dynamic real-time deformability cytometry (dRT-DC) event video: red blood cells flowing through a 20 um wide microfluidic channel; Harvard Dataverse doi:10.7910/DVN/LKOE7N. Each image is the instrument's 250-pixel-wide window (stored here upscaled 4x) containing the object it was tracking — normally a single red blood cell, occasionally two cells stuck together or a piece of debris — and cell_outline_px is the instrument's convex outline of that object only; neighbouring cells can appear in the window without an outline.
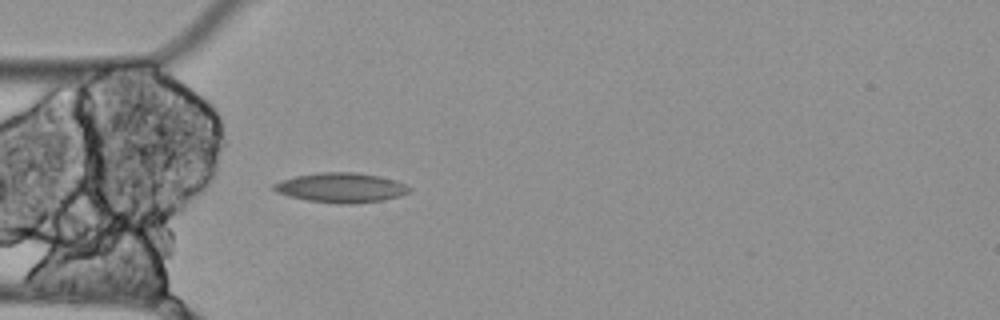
{"species": "Egyptian fruit bat (a non-hibernating species)", "species_latin": "Rousettus aegyptiacus", "temperature_condition": "cold", "stored_images_in_passage": 5, "camera_frame_rate_fps": 3000, "um_per_image_px": 0.085, "animal": {"sex": "female"}, "frame": {"image": 1, "passage_image": 5, "time_ms": 1.333, "image_size_px": [1000, 320], "cell_outline_px": [[412, 192], [400, 196], [384, 200], [352, 204], [340, 204], [308, 200], [288, 196], [276, 192], [272, 188], [272, 184], [280, 180], [296, 176], [320, 172], [356, 172], [380, 176], [396, 180], [412, 188]], "centroid_in_image_um": [29.01, 15.95], "position_along_channel_um": 56.0, "area_um2": 23.7}}